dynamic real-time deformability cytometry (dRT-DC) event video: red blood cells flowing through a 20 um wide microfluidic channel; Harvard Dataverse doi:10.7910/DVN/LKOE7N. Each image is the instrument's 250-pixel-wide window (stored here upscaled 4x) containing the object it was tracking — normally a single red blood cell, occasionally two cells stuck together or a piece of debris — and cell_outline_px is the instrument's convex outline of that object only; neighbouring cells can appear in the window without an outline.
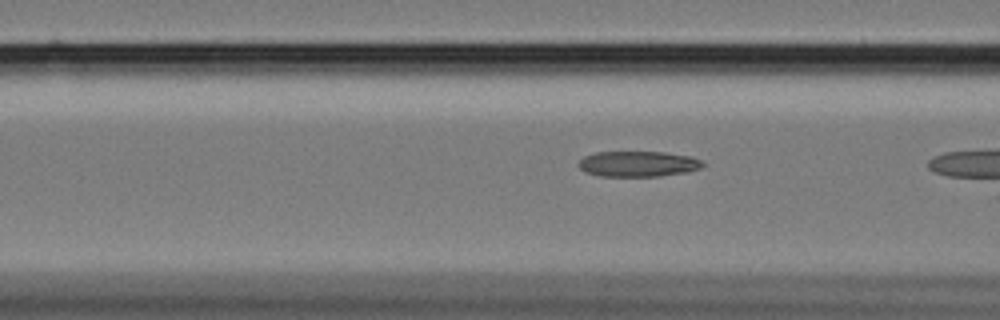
{"species": "Egyptian fruit bat (a non-hibernating species)", "species_latin": "Rousettus aegyptiacus", "temperature_condition": "cold", "stored_images_in_passage": 13, "camera_frame_rate_fps": 3000, "um_per_image_px": 0.085, "animal": {"sex": "female"}, "frame": {"image": 1, "passage_image": 11, "time_ms": 3.333, "image_size_px": [1000, 320], "cell_outline_px": [[708, 164], [700, 168], [688, 172], [660, 176], [600, 176], [584, 172], [580, 168], [580, 160], [584, 156], [596, 152], [664, 152], [692, 156]], "centroid_in_image_um": [54.28, 13.93], "position_along_channel_um": 112.3, "area_um2": 18.61}}